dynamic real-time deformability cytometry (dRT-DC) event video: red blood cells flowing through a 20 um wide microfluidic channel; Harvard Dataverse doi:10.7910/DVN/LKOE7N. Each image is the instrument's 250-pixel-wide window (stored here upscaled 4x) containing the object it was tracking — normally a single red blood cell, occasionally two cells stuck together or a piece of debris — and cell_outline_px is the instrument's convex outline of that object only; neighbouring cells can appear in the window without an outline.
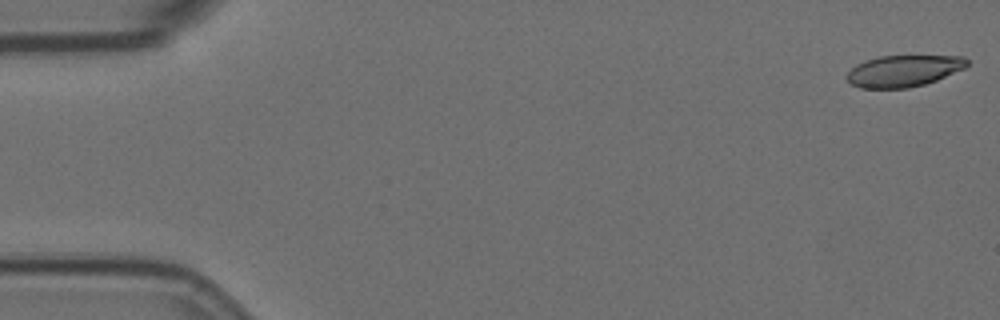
{"species": "Egyptian fruit bat (a non-hibernating species)", "species_latin": "Rousettus aegyptiacus", "temperature_condition": "room temperature", "stored_images_in_passage": 58, "camera_frame_rate_fps": 3000, "um_per_image_px": 0.085, "animal": {"sex": "female"}, "frame": {"image": 1, "passage_image": 1, "time_ms": 0.0, "image_size_px": [1000, 320], "cell_outline_px": [[968, 64], [964, 68], [936, 80], [924, 84], [908, 88], [860, 88], [852, 84], [848, 80], [848, 72], [856, 64], [864, 60], [880, 56], [964, 56], [968, 60]], "centroid_in_image_um": [76.8, 6.02], "position_along_channel_um": 8.2, "area_um2": 21.91}}
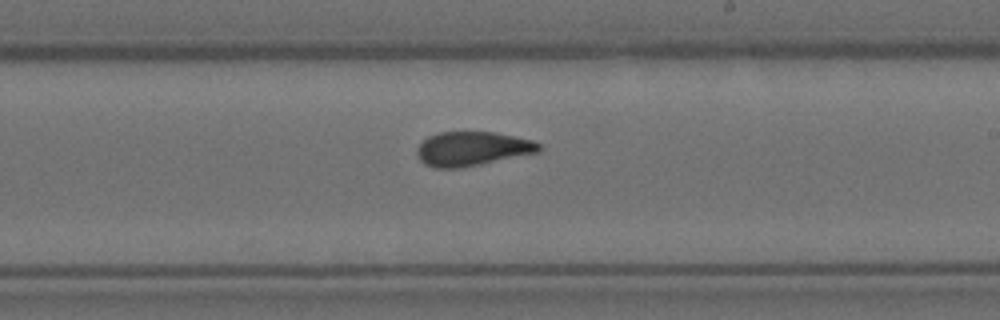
{"frame": {"image": 2, "passage_image": 33, "time_ms": 10.667, "image_size_px": [1000, 320], "cell_outline_px": [[544, 148], [540, 152], [460, 168], [436, 168], [424, 164], [420, 160], [416, 152], [416, 148], [428, 136], [440, 132], [496, 132], [532, 140], [540, 144]], "centroid_in_image_um": [40.15, 12.64], "position_along_channel_um": 248.8, "area_um2": 24.39}}
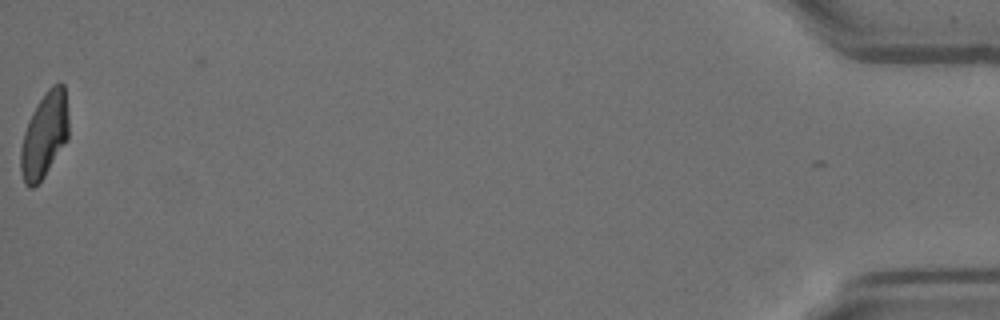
{"frame": {"image": 3, "passage_image": 57, "time_ms": 18.667, "image_size_px": [1000, 320], "cell_outline_px": [[68, 140], [44, 176], [32, 188], [28, 188], [24, 184], [20, 172], [20, 148], [24, 132], [28, 120], [36, 104], [48, 88], [52, 84], [60, 80], [64, 84], [68, 116]], "centroid_in_image_um": [3.77, 11.46], "position_along_channel_um": 431.4, "area_um2": 24.16}, "authors_computed_cell_mechanics": {"area_um2": 24.3916, "velocity_mm_per_s": 3.559, "shape_relaxation_time_tau1_ms": 7.5587, "shape_relaxation_time_tau2_ms": 1.4645, "deformation_change_tau1": 0.2069, "deformation_change_tau2": 0.0729}}